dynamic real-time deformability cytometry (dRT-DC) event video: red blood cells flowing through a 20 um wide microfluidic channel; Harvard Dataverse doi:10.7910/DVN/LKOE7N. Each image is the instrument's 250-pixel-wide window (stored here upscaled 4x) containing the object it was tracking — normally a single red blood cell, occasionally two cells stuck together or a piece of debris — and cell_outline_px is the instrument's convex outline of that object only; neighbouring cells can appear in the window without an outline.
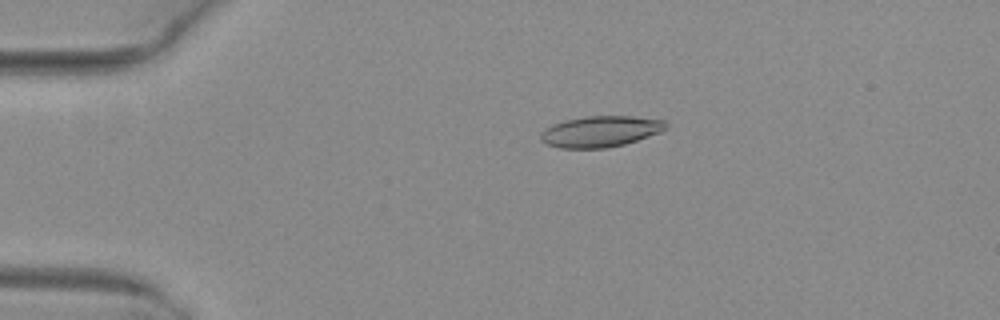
{"species": "common noctule bat (a hibernating species)", "species_latin": "Nyctalus noctula", "temperature_condition": "warm", "stored_images_in_passage": 4, "camera_frame_rate_fps": 3000, "um_per_image_px": 0.085, "animal": {"sex": "female", "body_mass_g": 29.2, "forearm_length_mm": 56.3}, "frame": {"image": 1, "passage_image": 1, "time_ms": 0.0, "image_size_px": [1000, 320], "cell_outline_px": [[668, 124], [660, 132], [624, 144], [604, 148], [560, 148], [548, 144], [540, 140], [540, 132], [552, 124], [564, 120], [588, 116], [632, 116], [664, 120]], "centroid_in_image_um": [51.0, 11.17], "position_along_channel_um": 34.0, "area_um2": 22.48}}
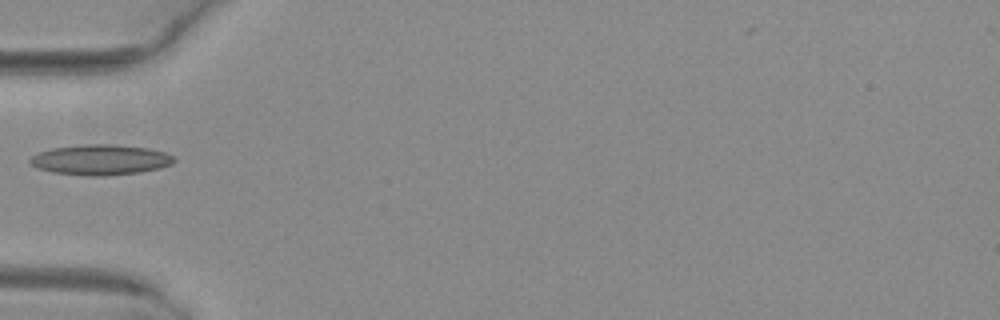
{"frame": {"image": 2, "passage_image": 3, "time_ms": 0.667, "image_size_px": [1000, 320], "cell_outline_px": [[176, 160], [172, 164], [160, 168], [140, 172], [108, 176], [88, 176], [52, 172], [36, 168], [28, 160], [32, 156], [40, 152], [52, 148], [80, 144], [112, 144], [148, 148], [164, 152], [172, 156]], "centroid_in_image_um": [8.54, 13.58], "position_along_channel_um": 76.5, "area_um2": 25.61}}
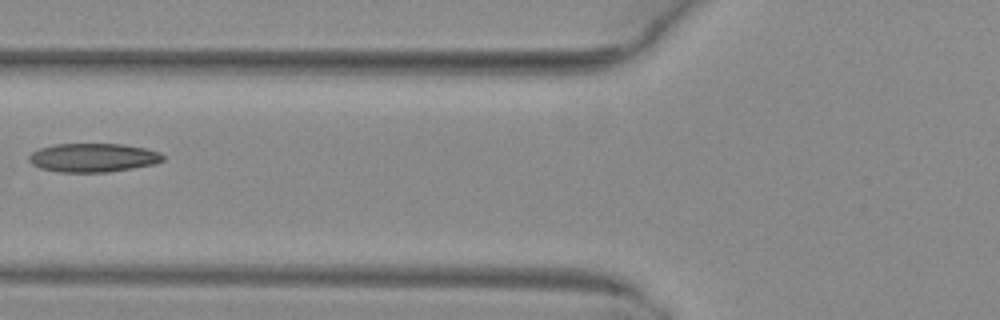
{"frame": {"image": 3, "passage_image": 4, "time_ms": 1.0, "image_size_px": [1000, 320], "cell_outline_px": [[164, 160], [156, 164], [108, 172], [60, 172], [40, 168], [32, 164], [28, 160], [28, 156], [32, 152], [40, 148], [56, 144], [124, 144], [144, 148], [160, 152], [164, 156]], "centroid_in_image_um": [7.92, 13.4], "position_along_channel_um": 117.9, "area_um2": 22.48}}